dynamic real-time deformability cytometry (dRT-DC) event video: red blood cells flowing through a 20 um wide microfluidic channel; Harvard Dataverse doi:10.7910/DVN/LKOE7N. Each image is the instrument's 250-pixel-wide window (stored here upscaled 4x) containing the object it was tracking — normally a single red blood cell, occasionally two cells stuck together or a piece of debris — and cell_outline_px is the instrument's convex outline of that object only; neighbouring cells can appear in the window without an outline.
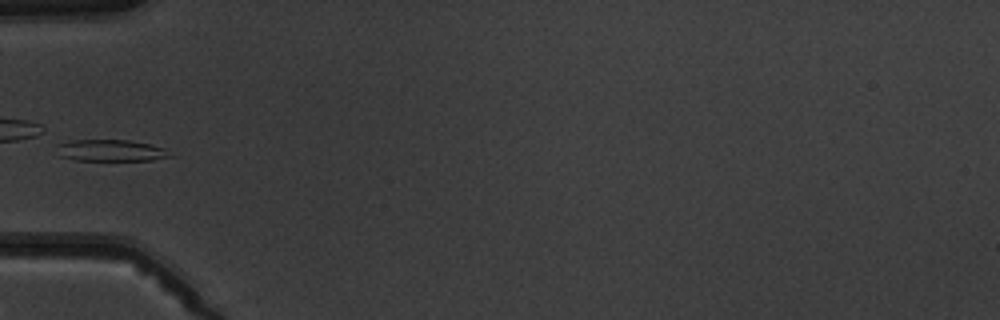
{"species": "common noctule bat (a hibernating species)", "species_latin": "Nyctalus noctula", "temperature_condition": "warm", "stored_images_in_passage": 7, "camera_frame_rate_fps": 3000, "um_per_image_px": 0.085, "animal": {"sex": "male", "body_mass_g": 19.5, "forearm_length_mm": 54.6}, "frame": {"image": 1, "passage_image": 6, "time_ms": 6.0, "image_size_px": [1000, 320], "cell_outline_px": [[172, 156], [152, 160], [72, 160], [60, 156], [56, 144], [72, 140], [128, 140], [148, 144], [164, 148]], "centroid_in_image_um": [9.37, 12.79], "position_along_channel_um": 75.6, "area_um2": 14.1}}